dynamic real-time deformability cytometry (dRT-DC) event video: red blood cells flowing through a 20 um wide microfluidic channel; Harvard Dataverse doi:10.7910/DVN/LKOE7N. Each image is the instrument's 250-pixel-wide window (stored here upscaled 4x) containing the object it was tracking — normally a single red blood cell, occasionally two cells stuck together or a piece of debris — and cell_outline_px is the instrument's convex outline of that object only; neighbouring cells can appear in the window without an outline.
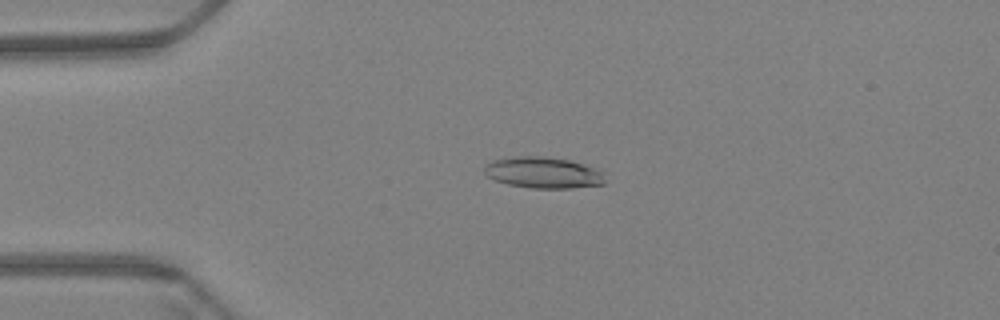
{"species": "Egyptian fruit bat (a non-hibernating species)", "species_latin": "Rousettus aegyptiacus", "temperature_condition": "warm", "stored_images_in_passage": 58, "camera_frame_rate_fps": 3000, "um_per_image_px": 0.085, "animal": {"sex": "female"}, "frame": {"image": 1, "passage_image": 12, "time_ms": 3.667, "image_size_px": [1000, 320], "cell_outline_px": [[604, 184], [572, 188], [532, 188], [508, 184], [496, 180], [488, 176], [484, 172], [484, 168], [492, 160], [512, 156], [548, 156], [568, 160], [600, 168], [604, 172]], "centroid_in_image_um": [46.22, 14.66], "position_along_channel_um": 38.8, "area_um2": 22.14}}
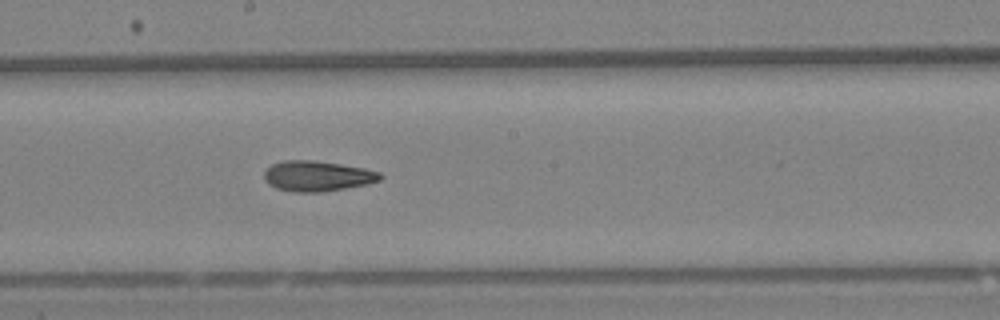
{"frame": {"image": 2, "passage_image": 31, "time_ms": 10.0, "image_size_px": [1000, 320], "cell_outline_px": [[384, 176], [380, 180], [368, 184], [320, 192], [292, 192], [276, 188], [268, 184], [264, 180], [264, 172], [272, 164], [284, 160], [316, 160], [364, 168], [380, 172]], "centroid_in_image_um": [26.97, 14.96], "position_along_channel_um": 221.2, "area_um2": 20.63}}
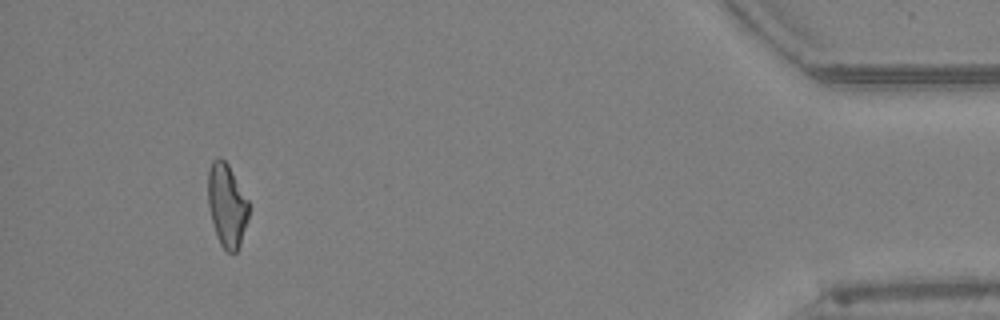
{"frame": {"image": 3, "passage_image": 54, "time_ms": 17.667, "image_size_px": [1000, 320], "cell_outline_px": [[248, 220], [240, 244], [236, 252], [228, 252], [220, 244], [216, 236], [208, 204], [208, 172], [212, 160], [216, 156], [220, 156], [228, 164], [248, 200]], "centroid_in_image_um": [19.27, 17.42], "position_along_channel_um": 415.9, "area_um2": 19.71}, "authors_computed_cell_mechanics": {"area_um2": 20.4612, "velocity_mm_per_s": 3.4097, "shape_relaxation_time_tau1_ms": null, "shape_relaxation_time_tau2_ms": 4.1172, "deformation_change_tau1": null, "deformation_change_tau2": 0.1313}}